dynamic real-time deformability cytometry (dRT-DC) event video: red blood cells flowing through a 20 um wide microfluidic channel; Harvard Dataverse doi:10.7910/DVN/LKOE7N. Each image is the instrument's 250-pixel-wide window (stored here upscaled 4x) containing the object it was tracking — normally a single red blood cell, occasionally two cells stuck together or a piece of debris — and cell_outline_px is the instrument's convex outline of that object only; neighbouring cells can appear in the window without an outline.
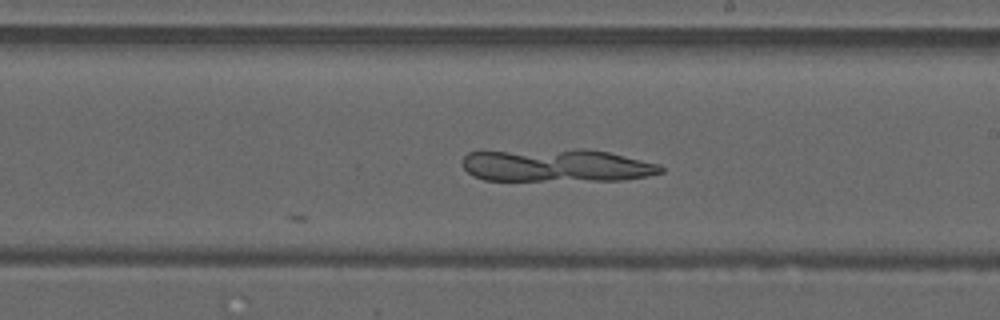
{"species": "common noctule bat (a hibernating species)", "species_latin": "Nyctalus noctula", "temperature_condition": "warm", "stored_images_in_passage": 19, "camera_frame_rate_fps": 3000, "um_per_image_px": 0.085, "animal": {"sex": "male", "forearm_length_mm": 52.5}, "frame": {"image": 1, "passage_image": 19, "time_ms": 6.0, "image_size_px": [1000, 320], "cell_outline_px": [[664, 172], [648, 176], [620, 180], [484, 180], [472, 176], [464, 168], [464, 156], [468, 152], [580, 148], [584, 148], [608, 152], [660, 164], [664, 168]], "centroid_in_image_um": [47.34, 14.05], "position_along_channel_um": 241.7, "area_um2": 38.09}}